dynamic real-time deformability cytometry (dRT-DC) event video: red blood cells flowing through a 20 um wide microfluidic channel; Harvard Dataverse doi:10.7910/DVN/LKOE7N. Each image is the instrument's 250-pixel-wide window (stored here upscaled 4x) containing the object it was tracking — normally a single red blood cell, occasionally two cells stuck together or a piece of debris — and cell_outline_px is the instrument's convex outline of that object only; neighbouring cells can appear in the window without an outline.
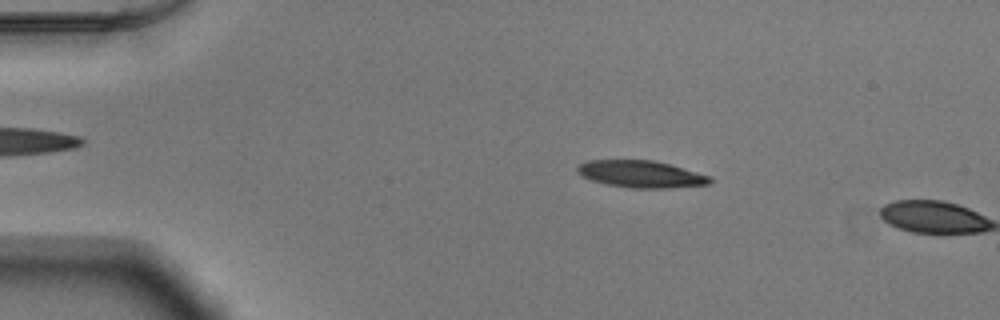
{"species": "Egyptian fruit bat (a non-hibernating species)", "species_latin": "Rousettus aegyptiacus", "temperature_condition": "warm", "stored_images_in_passage": 3, "camera_frame_rate_fps": 3000, "um_per_image_px": 0.085, "animal": {"sex": "male"}, "frame": {"image": 1, "passage_image": 2, "time_ms": 0.333, "image_size_px": [1000, 320], "cell_outline_px": [[716, 180], [712, 184], [668, 188], [628, 188], [608, 184], [592, 180], [580, 176], [576, 172], [576, 168], [580, 164], [588, 160], [652, 160], [668, 164], [712, 176]], "centroid_in_image_um": [54.52, 14.81], "position_along_channel_um": 30.5, "area_um2": 21.04}}